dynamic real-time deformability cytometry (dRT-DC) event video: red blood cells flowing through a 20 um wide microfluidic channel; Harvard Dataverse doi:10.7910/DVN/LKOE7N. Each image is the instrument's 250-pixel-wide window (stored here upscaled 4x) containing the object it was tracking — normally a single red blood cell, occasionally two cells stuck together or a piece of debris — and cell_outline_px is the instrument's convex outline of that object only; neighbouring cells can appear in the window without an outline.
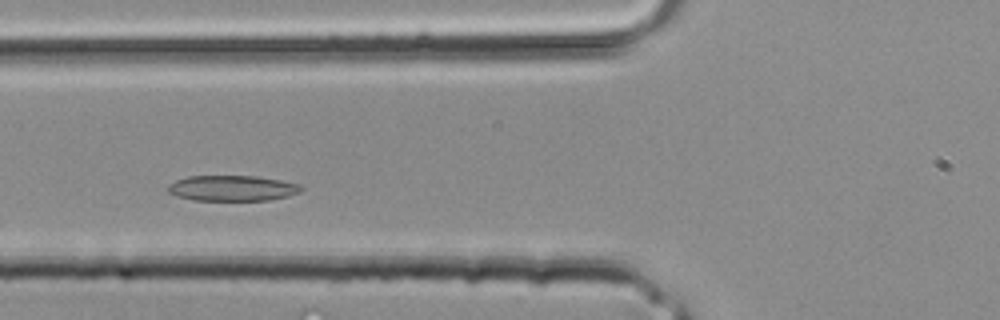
{"species": "common noctule bat (a hibernating species)", "species_latin": "Nyctalus noctula", "temperature_condition": "room temperature", "stored_images_in_passage": 30, "camera_frame_rate_fps": 3000, "um_per_image_px": 0.085, "animal": {"sex": "male", "body_mass_g": 20.4}, "frame": {"image": 1, "passage_image": 8, "time_ms": 2.333, "image_size_px": [1000, 320], "cell_outline_px": [[304, 188], [300, 192], [288, 196], [268, 200], [192, 200], [176, 196], [168, 192], [168, 184], [176, 180], [188, 176], [256, 176], [280, 180], [300, 184]], "centroid_in_image_um": [19.74, 15.99], "position_along_channel_um": 106.1, "area_um2": 19.88}}
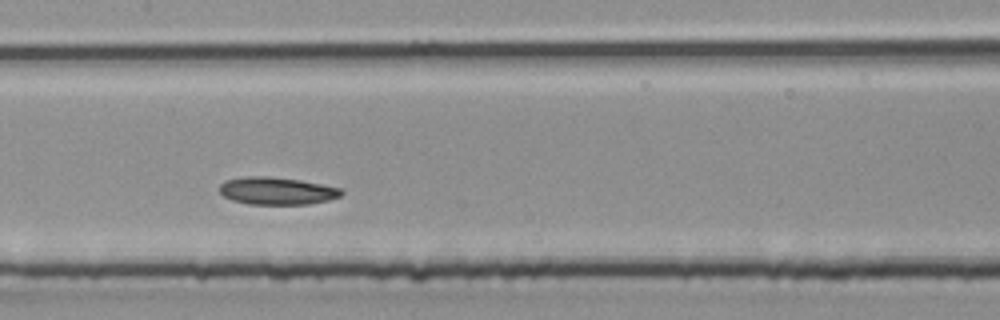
{"frame": {"image": 2, "passage_image": 12, "time_ms": 3.667, "image_size_px": [1000, 320], "cell_outline_px": [[344, 192], [340, 196], [328, 200], [308, 204], [248, 204], [232, 200], [224, 196], [220, 192], [220, 184], [224, 180], [244, 176], [268, 176], [300, 180], [340, 188]], "centroid_in_image_um": [23.5, 16.22], "position_along_channel_um": 183.9, "area_um2": 19.48}}
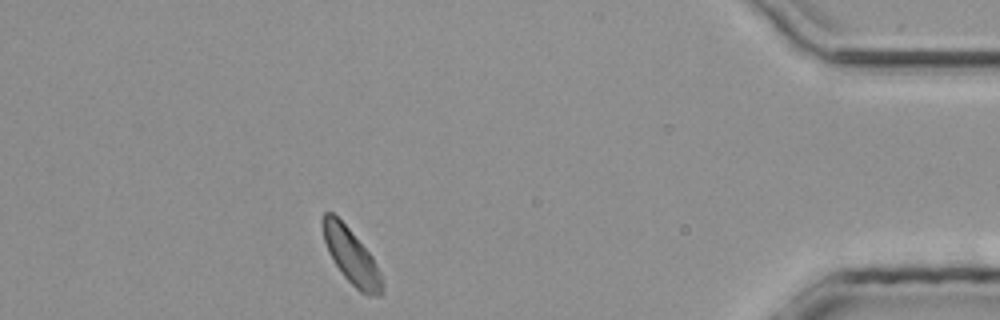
{"frame": {"image": 3, "passage_image": 26, "time_ms": 8.333, "image_size_px": [1000, 320], "cell_outline_px": [[384, 292], [380, 296], [368, 296], [360, 292], [344, 276], [328, 252], [324, 240], [324, 212], [332, 212], [348, 228], [372, 256], [380, 272], [384, 284]], "centroid_in_image_um": [29.92, 21.86], "position_along_channel_um": 405.3, "area_um2": 18.67}}